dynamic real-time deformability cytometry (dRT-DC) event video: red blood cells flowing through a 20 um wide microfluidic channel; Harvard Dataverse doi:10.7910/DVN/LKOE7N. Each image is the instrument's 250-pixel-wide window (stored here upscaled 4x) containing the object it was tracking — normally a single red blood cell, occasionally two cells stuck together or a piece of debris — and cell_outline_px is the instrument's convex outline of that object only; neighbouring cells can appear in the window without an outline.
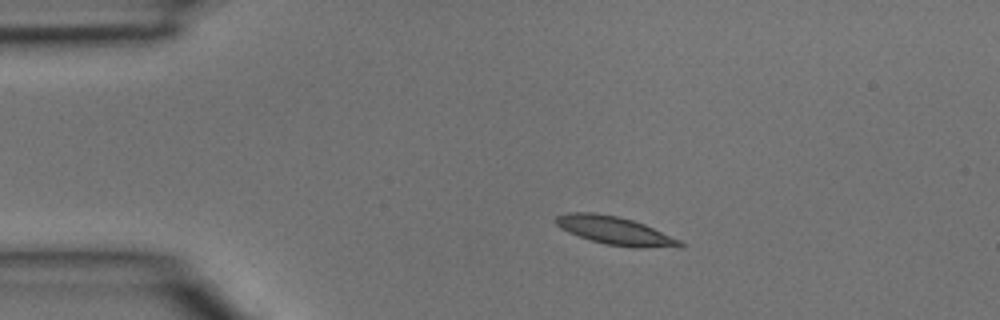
{"species": "common noctule bat (a hibernating species)", "species_latin": "Nyctalus noctula", "temperature_condition": "room temperature", "stored_images_in_passage": 2, "camera_frame_rate_fps": 3000, "um_per_image_px": 0.085, "animal": {"sex": "male", "body_mass_g": 15.6}, "frame": {"image": 1, "passage_image": 2, "time_ms": 0.333, "image_size_px": [1000, 320], "cell_outline_px": [[684, 244], [680, 248], [636, 248], [604, 244], [568, 232], [560, 228], [552, 220], [556, 216], [568, 212], [596, 212], [620, 216], [644, 224], [680, 240]], "centroid_in_image_um": [52.27, 19.6], "position_along_channel_um": 32.7, "area_um2": 20.63}}